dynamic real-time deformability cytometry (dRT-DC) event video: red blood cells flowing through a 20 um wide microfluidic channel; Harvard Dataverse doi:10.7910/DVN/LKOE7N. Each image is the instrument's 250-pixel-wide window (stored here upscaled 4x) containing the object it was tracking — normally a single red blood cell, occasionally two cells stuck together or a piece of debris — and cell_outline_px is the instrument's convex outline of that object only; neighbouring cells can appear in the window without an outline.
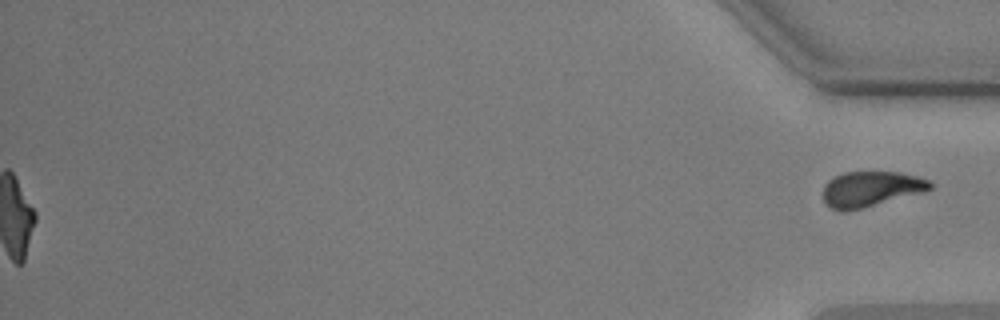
{"species": "common noctule bat (a hibernating species)", "species_latin": "Nyctalus noctula", "temperature_condition": "warm", "stored_images_in_passage": 56, "segment_of_instrument_passage": [2, 2], "camera_frame_rate_fps": 3000, "um_per_image_px": 0.085, "animal": {"sex": "male", "body_mass_g": 17.9, "forearm_length_mm": 54.2}, "frame": {"image": 1, "passage_image": 56, "time_ms": 18.333, "image_size_px": [1000, 320], "cell_outline_px": [[932, 188], [924, 192], [864, 208], [848, 212], [840, 212], [832, 208], [824, 200], [824, 184], [832, 176], [844, 172], [900, 172], [920, 176], [928, 180], [932, 184]], "centroid_in_image_um": [74.02, 16.06], "position_along_channel_um": 361.2, "area_um2": 22.37}}